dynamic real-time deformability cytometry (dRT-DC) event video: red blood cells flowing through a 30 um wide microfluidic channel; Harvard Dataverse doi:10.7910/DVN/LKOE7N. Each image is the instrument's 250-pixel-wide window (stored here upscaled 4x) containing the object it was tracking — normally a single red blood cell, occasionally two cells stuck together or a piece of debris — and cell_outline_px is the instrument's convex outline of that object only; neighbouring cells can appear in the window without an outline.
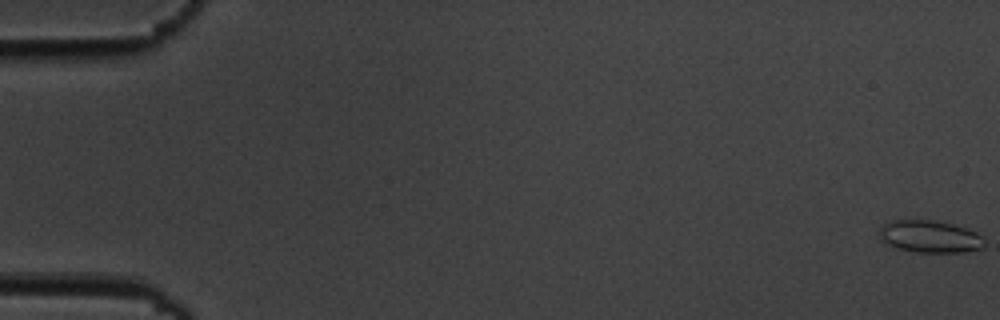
{"species": "common noctule bat (a hibernating species)", "species_latin": "Nyctalus noctula", "temperature_condition": "cold", "stored_images_in_passage": 7, "segment_of_instrument_passage": [1, 2], "camera_frame_rate_fps": 3000, "um_per_image_px": 0.085, "animal": {"sex": "male", "body_mass_g": 19.5, "forearm_length_mm": 54.6}, "frame": {"image": 1, "passage_image": 1, "time_ms": 0.0, "image_size_px": [1000, 320], "cell_outline_px": [[984, 248], [964, 252], [916, 252], [896, 248], [880, 240], [880, 228], [884, 224], [892, 220], [936, 220], [968, 228], [976, 232], [984, 240]], "centroid_in_image_um": [79.05, 20.11], "position_along_channel_um": 6.0, "area_um2": 19.83}}
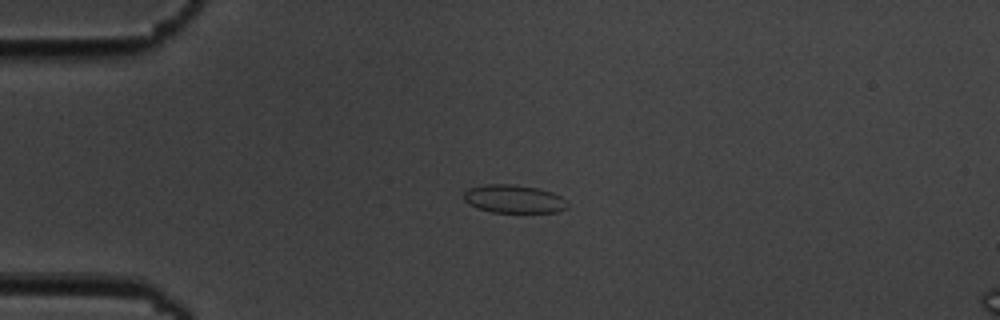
{"frame": {"image": 2, "passage_image": 5, "time_ms": 4.667, "image_size_px": [1000, 320], "cell_outline_px": [[568, 208], [556, 212], [492, 212], [468, 204], [464, 200], [464, 192], [468, 188], [484, 184], [516, 184], [536, 188], [552, 192], [568, 200]], "centroid_in_image_um": [43.69, 16.9], "position_along_channel_um": 41.3, "area_um2": 17.11}}